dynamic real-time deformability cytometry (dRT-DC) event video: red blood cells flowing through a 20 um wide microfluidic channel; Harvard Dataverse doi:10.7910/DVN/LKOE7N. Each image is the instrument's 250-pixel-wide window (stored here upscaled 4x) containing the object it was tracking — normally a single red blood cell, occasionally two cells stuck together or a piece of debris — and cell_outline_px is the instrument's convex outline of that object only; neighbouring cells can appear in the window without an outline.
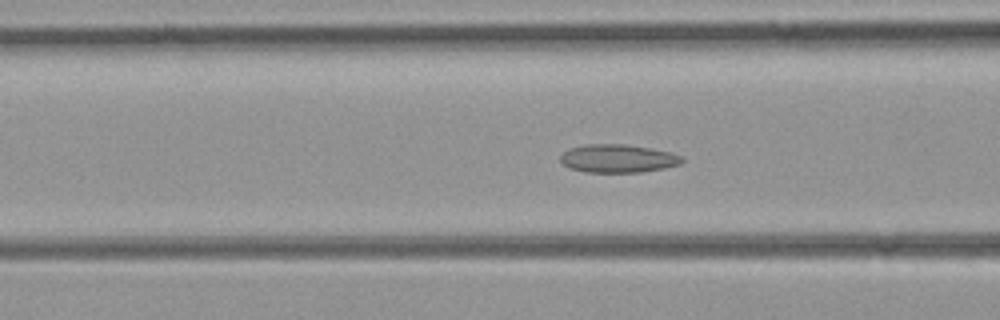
{"species": "common noctule bat (a hibernating species)", "species_latin": "Nyctalus noctula", "temperature_condition": "room temperature", "stored_images_in_passage": 50, "camera_frame_rate_fps": 3000, "um_per_image_px": 0.085, "animal": {"sex": "female", "body_mass_g": 21.9}, "frame": {"image": 1, "passage_image": 19, "time_ms": 6.0, "image_size_px": [1000, 320], "cell_outline_px": [[684, 160], [680, 164], [664, 168], [640, 172], [584, 172], [568, 168], [560, 160], [560, 156], [568, 148], [584, 144], [624, 144], [652, 148], [672, 152], [684, 156]], "centroid_in_image_um": [52.53, 13.46], "position_along_channel_um": 114.1, "area_um2": 20.23}}
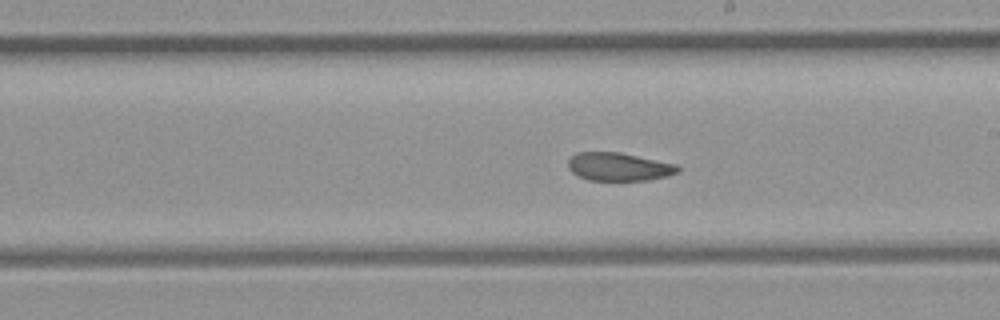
{"frame": {"image": 2, "passage_image": 28, "time_ms": 9.0, "image_size_px": [1000, 320], "cell_outline_px": [[680, 172], [668, 176], [648, 180], [588, 180], [572, 172], [568, 168], [568, 160], [576, 152], [620, 152], [676, 164], [680, 168]], "centroid_in_image_um": [52.61, 14.17], "position_along_channel_um": 236.4, "area_um2": 18.03}}
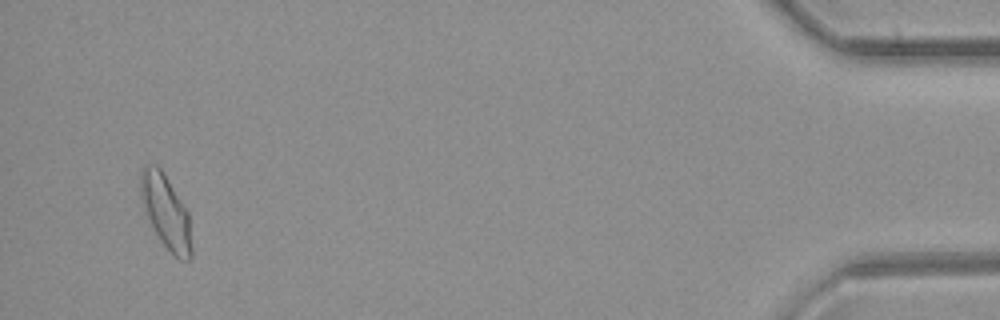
{"frame": {"image": 3, "passage_image": 48, "time_ms": 15.667, "image_size_px": [1000, 320], "cell_outline_px": [[192, 256], [188, 260], [180, 260], [172, 256], [160, 240], [144, 212], [140, 200], [140, 168], [144, 164], [156, 164], [164, 172], [188, 212], [192, 248]], "centroid_in_image_um": [14.07, 17.99], "position_along_channel_um": 421.1, "area_um2": 22.31}}